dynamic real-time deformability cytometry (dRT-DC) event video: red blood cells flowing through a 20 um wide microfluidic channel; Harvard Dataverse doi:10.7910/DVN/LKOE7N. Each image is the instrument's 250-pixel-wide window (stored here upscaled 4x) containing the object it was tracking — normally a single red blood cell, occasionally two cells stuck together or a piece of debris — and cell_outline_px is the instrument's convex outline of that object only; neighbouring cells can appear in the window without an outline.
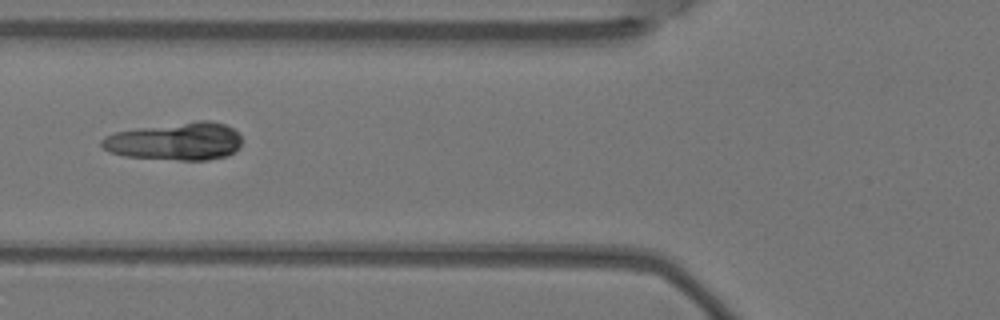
{"species": "Egyptian fruit bat (a non-hibernating species)", "species_latin": "Rousettus aegyptiacus", "temperature_condition": "warm", "stored_images_in_passage": 3, "camera_frame_rate_fps": 3000, "um_per_image_px": 0.085, "animal": {"sex": "female"}, "frame": {"image": 1, "passage_image": 3, "time_ms": 0.667, "image_size_px": [1000, 320], "cell_outline_px": [[240, 148], [236, 152], [228, 156], [208, 160], [180, 160], [124, 156], [108, 152], [100, 144], [100, 140], [104, 136], [116, 132], [136, 128], [200, 120], [208, 120], [224, 124], [232, 128], [240, 136]], "centroid_in_image_um": [14.91, 12.02], "position_along_channel_um": 110.9, "area_um2": 31.04}}